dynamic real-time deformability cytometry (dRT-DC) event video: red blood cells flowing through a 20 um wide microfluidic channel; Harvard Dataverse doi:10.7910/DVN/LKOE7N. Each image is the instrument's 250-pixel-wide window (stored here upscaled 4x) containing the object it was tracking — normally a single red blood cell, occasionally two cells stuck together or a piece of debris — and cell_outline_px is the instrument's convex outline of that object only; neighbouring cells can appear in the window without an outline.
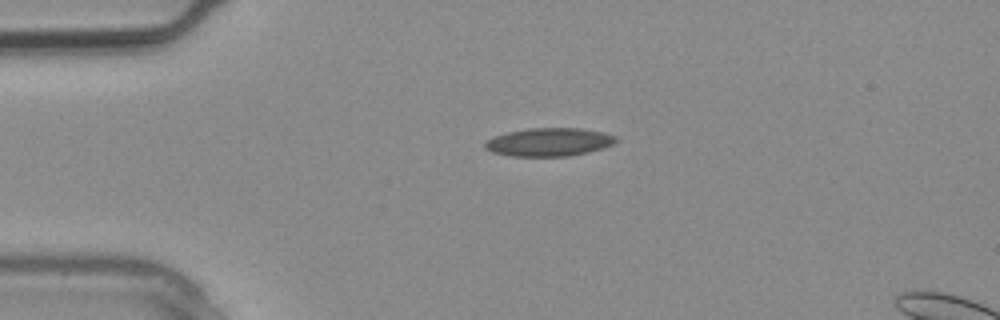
{"species": "common noctule bat (a hibernating species)", "species_latin": "Nyctalus noctula", "temperature_condition": "warm", "stored_images_in_passage": 2, "camera_frame_rate_fps": 3000, "um_per_image_px": 0.085, "animal": {"sex": "male", "body_mass_g": 20.4}, "frame": {"image": 1, "passage_image": 1, "time_ms": 0.0, "image_size_px": [1000, 320], "cell_outline_px": [[620, 140], [612, 144], [588, 152], [568, 156], [512, 156], [492, 152], [484, 148], [484, 144], [488, 140], [496, 136], [508, 132], [528, 128], [580, 128], [604, 132], [616, 136]], "centroid_in_image_um": [46.69, 12.07], "position_along_channel_um": 38.3, "area_um2": 21.44}}